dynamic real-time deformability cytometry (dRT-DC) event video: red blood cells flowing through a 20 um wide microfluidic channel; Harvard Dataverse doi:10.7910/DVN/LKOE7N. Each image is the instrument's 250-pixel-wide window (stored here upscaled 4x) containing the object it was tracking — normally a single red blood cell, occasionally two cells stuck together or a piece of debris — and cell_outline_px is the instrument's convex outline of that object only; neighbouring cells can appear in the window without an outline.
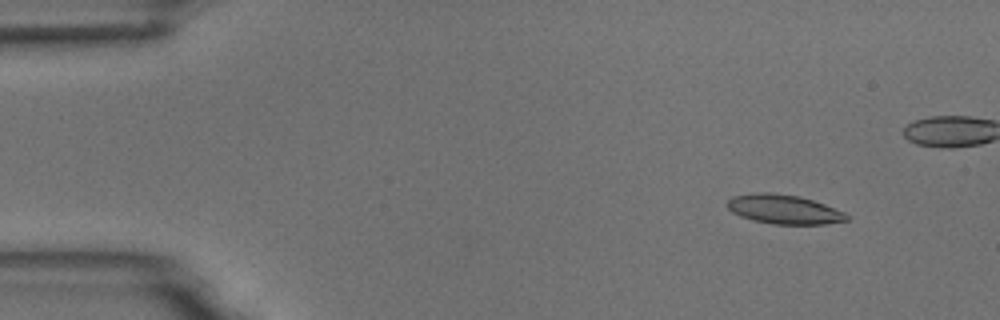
{"species": "common noctule bat (a hibernating species)", "species_latin": "Nyctalus noctula", "temperature_condition": "room temperature", "stored_images_in_passage": 5, "camera_frame_rate_fps": 3000, "um_per_image_px": 0.085, "animal": {"sex": "male", "body_mass_g": 18.8}, "frame": {"image": 1, "passage_image": 1, "time_ms": 0.0, "image_size_px": [1000, 320], "cell_outline_px": [[848, 220], [824, 224], [772, 224], [752, 220], [740, 216], [732, 212], [724, 204], [732, 196], [756, 192], [772, 192], [800, 196], [824, 204], [844, 212], [848, 216]], "centroid_in_image_um": [66.58, 17.78], "position_along_channel_um": 18.4, "area_um2": 20.46}}